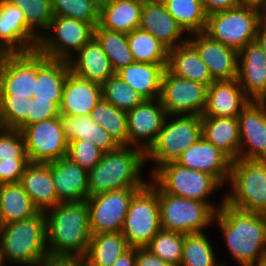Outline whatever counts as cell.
Wrapping results in <instances>:
<instances>
[{"label":"cell","mask_w":266,"mask_h":266,"mask_svg":"<svg viewBox=\"0 0 266 266\" xmlns=\"http://www.w3.org/2000/svg\"><path fill=\"white\" fill-rule=\"evenodd\" d=\"M214 220L241 266H254L266 254V214L232 208L223 199Z\"/></svg>","instance_id":"obj_1"},{"label":"cell","mask_w":266,"mask_h":266,"mask_svg":"<svg viewBox=\"0 0 266 266\" xmlns=\"http://www.w3.org/2000/svg\"><path fill=\"white\" fill-rule=\"evenodd\" d=\"M45 211L49 257L85 256L92 236L86 200L61 202Z\"/></svg>","instance_id":"obj_2"},{"label":"cell","mask_w":266,"mask_h":266,"mask_svg":"<svg viewBox=\"0 0 266 266\" xmlns=\"http://www.w3.org/2000/svg\"><path fill=\"white\" fill-rule=\"evenodd\" d=\"M145 160L143 149L129 145L103 153L99 163L88 172L89 197L112 190L144 187L148 182L139 172Z\"/></svg>","instance_id":"obj_3"},{"label":"cell","mask_w":266,"mask_h":266,"mask_svg":"<svg viewBox=\"0 0 266 266\" xmlns=\"http://www.w3.org/2000/svg\"><path fill=\"white\" fill-rule=\"evenodd\" d=\"M0 263L42 266L49 258L45 212L18 222L3 224L0 229Z\"/></svg>","instance_id":"obj_4"},{"label":"cell","mask_w":266,"mask_h":266,"mask_svg":"<svg viewBox=\"0 0 266 266\" xmlns=\"http://www.w3.org/2000/svg\"><path fill=\"white\" fill-rule=\"evenodd\" d=\"M232 191L224 197L228 206L266 214V161L232 160L229 175Z\"/></svg>","instance_id":"obj_5"},{"label":"cell","mask_w":266,"mask_h":266,"mask_svg":"<svg viewBox=\"0 0 266 266\" xmlns=\"http://www.w3.org/2000/svg\"><path fill=\"white\" fill-rule=\"evenodd\" d=\"M161 229L157 186L147 183L131 199L121 233L129 247L145 248Z\"/></svg>","instance_id":"obj_6"},{"label":"cell","mask_w":266,"mask_h":266,"mask_svg":"<svg viewBox=\"0 0 266 266\" xmlns=\"http://www.w3.org/2000/svg\"><path fill=\"white\" fill-rule=\"evenodd\" d=\"M161 228L182 234L202 233L214 221L216 212L211 203L175 197L157 187Z\"/></svg>","instance_id":"obj_7"},{"label":"cell","mask_w":266,"mask_h":266,"mask_svg":"<svg viewBox=\"0 0 266 266\" xmlns=\"http://www.w3.org/2000/svg\"><path fill=\"white\" fill-rule=\"evenodd\" d=\"M261 13L238 6L208 14L205 33L223 45L240 51L255 42Z\"/></svg>","instance_id":"obj_8"},{"label":"cell","mask_w":266,"mask_h":266,"mask_svg":"<svg viewBox=\"0 0 266 266\" xmlns=\"http://www.w3.org/2000/svg\"><path fill=\"white\" fill-rule=\"evenodd\" d=\"M153 183L164 193L175 197L205 200L221 184L210 174L195 171L176 162L153 169Z\"/></svg>","instance_id":"obj_9"},{"label":"cell","mask_w":266,"mask_h":266,"mask_svg":"<svg viewBox=\"0 0 266 266\" xmlns=\"http://www.w3.org/2000/svg\"><path fill=\"white\" fill-rule=\"evenodd\" d=\"M200 137L201 116L183 115L170 122L165 119L156 141L145 152L146 159L152 158L156 161L157 168L169 162H176Z\"/></svg>","instance_id":"obj_10"},{"label":"cell","mask_w":266,"mask_h":266,"mask_svg":"<svg viewBox=\"0 0 266 266\" xmlns=\"http://www.w3.org/2000/svg\"><path fill=\"white\" fill-rule=\"evenodd\" d=\"M21 133L30 163L48 164L67 157L68 141L61 116L25 126Z\"/></svg>","instance_id":"obj_11"},{"label":"cell","mask_w":266,"mask_h":266,"mask_svg":"<svg viewBox=\"0 0 266 266\" xmlns=\"http://www.w3.org/2000/svg\"><path fill=\"white\" fill-rule=\"evenodd\" d=\"M94 28L81 20L54 16L48 31H54L55 37L41 36L37 49L48 58L69 61V49L78 52L94 37Z\"/></svg>","instance_id":"obj_12"},{"label":"cell","mask_w":266,"mask_h":266,"mask_svg":"<svg viewBox=\"0 0 266 266\" xmlns=\"http://www.w3.org/2000/svg\"><path fill=\"white\" fill-rule=\"evenodd\" d=\"M37 80V50L0 58V98L30 99Z\"/></svg>","instance_id":"obj_13"},{"label":"cell","mask_w":266,"mask_h":266,"mask_svg":"<svg viewBox=\"0 0 266 266\" xmlns=\"http://www.w3.org/2000/svg\"><path fill=\"white\" fill-rule=\"evenodd\" d=\"M207 90L206 85L176 77L165 69L159 100L168 117L180 114L202 116L207 103Z\"/></svg>","instance_id":"obj_14"},{"label":"cell","mask_w":266,"mask_h":266,"mask_svg":"<svg viewBox=\"0 0 266 266\" xmlns=\"http://www.w3.org/2000/svg\"><path fill=\"white\" fill-rule=\"evenodd\" d=\"M139 189L112 190L88 197L86 202L92 235L121 232L130 201Z\"/></svg>","instance_id":"obj_15"},{"label":"cell","mask_w":266,"mask_h":266,"mask_svg":"<svg viewBox=\"0 0 266 266\" xmlns=\"http://www.w3.org/2000/svg\"><path fill=\"white\" fill-rule=\"evenodd\" d=\"M237 118L240 135L239 158L266 161V103L250 101ZM246 144L248 148L243 149Z\"/></svg>","instance_id":"obj_16"},{"label":"cell","mask_w":266,"mask_h":266,"mask_svg":"<svg viewBox=\"0 0 266 266\" xmlns=\"http://www.w3.org/2000/svg\"><path fill=\"white\" fill-rule=\"evenodd\" d=\"M144 100L127 112L128 145L143 149L145 152L156 141L164 121L168 116L159 99ZM158 104V105H157ZM140 140L144 143L139 145Z\"/></svg>","instance_id":"obj_17"},{"label":"cell","mask_w":266,"mask_h":266,"mask_svg":"<svg viewBox=\"0 0 266 266\" xmlns=\"http://www.w3.org/2000/svg\"><path fill=\"white\" fill-rule=\"evenodd\" d=\"M38 34L28 27L23 11L8 2L0 0V47L6 53L37 50Z\"/></svg>","instance_id":"obj_18"},{"label":"cell","mask_w":266,"mask_h":266,"mask_svg":"<svg viewBox=\"0 0 266 266\" xmlns=\"http://www.w3.org/2000/svg\"><path fill=\"white\" fill-rule=\"evenodd\" d=\"M187 39L205 62L214 81L234 80L238 76V51L212 39L205 32Z\"/></svg>","instance_id":"obj_19"},{"label":"cell","mask_w":266,"mask_h":266,"mask_svg":"<svg viewBox=\"0 0 266 266\" xmlns=\"http://www.w3.org/2000/svg\"><path fill=\"white\" fill-rule=\"evenodd\" d=\"M237 79L251 101L266 103V55L256 42L238 51Z\"/></svg>","instance_id":"obj_20"},{"label":"cell","mask_w":266,"mask_h":266,"mask_svg":"<svg viewBox=\"0 0 266 266\" xmlns=\"http://www.w3.org/2000/svg\"><path fill=\"white\" fill-rule=\"evenodd\" d=\"M176 163L208 173L221 184L229 179L232 160L201 136L180 155Z\"/></svg>","instance_id":"obj_21"},{"label":"cell","mask_w":266,"mask_h":266,"mask_svg":"<svg viewBox=\"0 0 266 266\" xmlns=\"http://www.w3.org/2000/svg\"><path fill=\"white\" fill-rule=\"evenodd\" d=\"M139 28L148 31L168 49L188 41L180 38L184 30L169 14L161 0H144Z\"/></svg>","instance_id":"obj_22"},{"label":"cell","mask_w":266,"mask_h":266,"mask_svg":"<svg viewBox=\"0 0 266 266\" xmlns=\"http://www.w3.org/2000/svg\"><path fill=\"white\" fill-rule=\"evenodd\" d=\"M69 72L68 61L48 58L37 49V80L33 100L51 101L59 108Z\"/></svg>","instance_id":"obj_23"},{"label":"cell","mask_w":266,"mask_h":266,"mask_svg":"<svg viewBox=\"0 0 266 266\" xmlns=\"http://www.w3.org/2000/svg\"><path fill=\"white\" fill-rule=\"evenodd\" d=\"M102 98V85L69 72L62 92L60 115H90Z\"/></svg>","instance_id":"obj_24"},{"label":"cell","mask_w":266,"mask_h":266,"mask_svg":"<svg viewBox=\"0 0 266 266\" xmlns=\"http://www.w3.org/2000/svg\"><path fill=\"white\" fill-rule=\"evenodd\" d=\"M251 100L238 79L214 81L207 90V103L202 116L238 117Z\"/></svg>","instance_id":"obj_25"},{"label":"cell","mask_w":266,"mask_h":266,"mask_svg":"<svg viewBox=\"0 0 266 266\" xmlns=\"http://www.w3.org/2000/svg\"><path fill=\"white\" fill-rule=\"evenodd\" d=\"M51 175L60 202H80L88 199V172L68 157L51 163Z\"/></svg>","instance_id":"obj_26"},{"label":"cell","mask_w":266,"mask_h":266,"mask_svg":"<svg viewBox=\"0 0 266 266\" xmlns=\"http://www.w3.org/2000/svg\"><path fill=\"white\" fill-rule=\"evenodd\" d=\"M39 211L56 207L59 203L51 175V163H29L19 182Z\"/></svg>","instance_id":"obj_27"},{"label":"cell","mask_w":266,"mask_h":266,"mask_svg":"<svg viewBox=\"0 0 266 266\" xmlns=\"http://www.w3.org/2000/svg\"><path fill=\"white\" fill-rule=\"evenodd\" d=\"M77 53L76 61L73 58L68 61L70 72L76 76L103 85L116 74L108 56L94 37Z\"/></svg>","instance_id":"obj_28"},{"label":"cell","mask_w":266,"mask_h":266,"mask_svg":"<svg viewBox=\"0 0 266 266\" xmlns=\"http://www.w3.org/2000/svg\"><path fill=\"white\" fill-rule=\"evenodd\" d=\"M166 69L176 77L192 80L207 87L214 82L205 62L188 41L169 49Z\"/></svg>","instance_id":"obj_29"},{"label":"cell","mask_w":266,"mask_h":266,"mask_svg":"<svg viewBox=\"0 0 266 266\" xmlns=\"http://www.w3.org/2000/svg\"><path fill=\"white\" fill-rule=\"evenodd\" d=\"M201 136L231 160L239 158L240 135L237 117L201 116Z\"/></svg>","instance_id":"obj_30"},{"label":"cell","mask_w":266,"mask_h":266,"mask_svg":"<svg viewBox=\"0 0 266 266\" xmlns=\"http://www.w3.org/2000/svg\"><path fill=\"white\" fill-rule=\"evenodd\" d=\"M166 66L167 63L134 62L116 74L144 100H156V97H160L161 81Z\"/></svg>","instance_id":"obj_31"},{"label":"cell","mask_w":266,"mask_h":266,"mask_svg":"<svg viewBox=\"0 0 266 266\" xmlns=\"http://www.w3.org/2000/svg\"><path fill=\"white\" fill-rule=\"evenodd\" d=\"M65 138L72 140H86L101 149L104 153L118 149L121 145L116 139L94 123L90 115H60Z\"/></svg>","instance_id":"obj_32"},{"label":"cell","mask_w":266,"mask_h":266,"mask_svg":"<svg viewBox=\"0 0 266 266\" xmlns=\"http://www.w3.org/2000/svg\"><path fill=\"white\" fill-rule=\"evenodd\" d=\"M144 0H110L100 8L102 28L129 34L139 28Z\"/></svg>","instance_id":"obj_33"},{"label":"cell","mask_w":266,"mask_h":266,"mask_svg":"<svg viewBox=\"0 0 266 266\" xmlns=\"http://www.w3.org/2000/svg\"><path fill=\"white\" fill-rule=\"evenodd\" d=\"M39 212L20 183L0 185V217L3 224L28 219Z\"/></svg>","instance_id":"obj_34"},{"label":"cell","mask_w":266,"mask_h":266,"mask_svg":"<svg viewBox=\"0 0 266 266\" xmlns=\"http://www.w3.org/2000/svg\"><path fill=\"white\" fill-rule=\"evenodd\" d=\"M129 248L121 232L94 234L91 236L85 258L90 266H112Z\"/></svg>","instance_id":"obj_35"},{"label":"cell","mask_w":266,"mask_h":266,"mask_svg":"<svg viewBox=\"0 0 266 266\" xmlns=\"http://www.w3.org/2000/svg\"><path fill=\"white\" fill-rule=\"evenodd\" d=\"M184 32H205L208 14L202 0H161Z\"/></svg>","instance_id":"obj_36"},{"label":"cell","mask_w":266,"mask_h":266,"mask_svg":"<svg viewBox=\"0 0 266 266\" xmlns=\"http://www.w3.org/2000/svg\"><path fill=\"white\" fill-rule=\"evenodd\" d=\"M94 38L108 56L115 73L135 62L129 48L127 34L102 28L98 24L94 28Z\"/></svg>","instance_id":"obj_37"},{"label":"cell","mask_w":266,"mask_h":266,"mask_svg":"<svg viewBox=\"0 0 266 266\" xmlns=\"http://www.w3.org/2000/svg\"><path fill=\"white\" fill-rule=\"evenodd\" d=\"M135 62L167 63L169 49L148 31L137 28L127 34Z\"/></svg>","instance_id":"obj_38"},{"label":"cell","mask_w":266,"mask_h":266,"mask_svg":"<svg viewBox=\"0 0 266 266\" xmlns=\"http://www.w3.org/2000/svg\"><path fill=\"white\" fill-rule=\"evenodd\" d=\"M92 121L110 133L120 145H128L127 112L103 98L91 111Z\"/></svg>","instance_id":"obj_39"},{"label":"cell","mask_w":266,"mask_h":266,"mask_svg":"<svg viewBox=\"0 0 266 266\" xmlns=\"http://www.w3.org/2000/svg\"><path fill=\"white\" fill-rule=\"evenodd\" d=\"M180 266H225L216 263L215 254L205 233L184 234Z\"/></svg>","instance_id":"obj_40"},{"label":"cell","mask_w":266,"mask_h":266,"mask_svg":"<svg viewBox=\"0 0 266 266\" xmlns=\"http://www.w3.org/2000/svg\"><path fill=\"white\" fill-rule=\"evenodd\" d=\"M183 243L184 234L161 229L145 248L172 266H180Z\"/></svg>","instance_id":"obj_41"},{"label":"cell","mask_w":266,"mask_h":266,"mask_svg":"<svg viewBox=\"0 0 266 266\" xmlns=\"http://www.w3.org/2000/svg\"><path fill=\"white\" fill-rule=\"evenodd\" d=\"M103 99L119 110L128 112L144 101V98L134 91L117 74L110 77L102 85Z\"/></svg>","instance_id":"obj_42"},{"label":"cell","mask_w":266,"mask_h":266,"mask_svg":"<svg viewBox=\"0 0 266 266\" xmlns=\"http://www.w3.org/2000/svg\"><path fill=\"white\" fill-rule=\"evenodd\" d=\"M53 16L84 21L96 27L100 8L91 0H51Z\"/></svg>","instance_id":"obj_43"},{"label":"cell","mask_w":266,"mask_h":266,"mask_svg":"<svg viewBox=\"0 0 266 266\" xmlns=\"http://www.w3.org/2000/svg\"><path fill=\"white\" fill-rule=\"evenodd\" d=\"M14 6L19 7L27 22V27L40 38L44 34L36 33L35 29L40 28L48 30L51 20L54 17L52 13L51 0H7Z\"/></svg>","instance_id":"obj_44"},{"label":"cell","mask_w":266,"mask_h":266,"mask_svg":"<svg viewBox=\"0 0 266 266\" xmlns=\"http://www.w3.org/2000/svg\"><path fill=\"white\" fill-rule=\"evenodd\" d=\"M29 99L0 98V124L3 128L22 130L27 126Z\"/></svg>","instance_id":"obj_45"},{"label":"cell","mask_w":266,"mask_h":266,"mask_svg":"<svg viewBox=\"0 0 266 266\" xmlns=\"http://www.w3.org/2000/svg\"><path fill=\"white\" fill-rule=\"evenodd\" d=\"M1 129L0 161H29L21 131L3 127Z\"/></svg>","instance_id":"obj_46"},{"label":"cell","mask_w":266,"mask_h":266,"mask_svg":"<svg viewBox=\"0 0 266 266\" xmlns=\"http://www.w3.org/2000/svg\"><path fill=\"white\" fill-rule=\"evenodd\" d=\"M103 153L101 149L86 140L68 142L67 157L87 172L99 163Z\"/></svg>","instance_id":"obj_47"},{"label":"cell","mask_w":266,"mask_h":266,"mask_svg":"<svg viewBox=\"0 0 266 266\" xmlns=\"http://www.w3.org/2000/svg\"><path fill=\"white\" fill-rule=\"evenodd\" d=\"M60 116L59 108L51 101H34L29 99V116L27 126Z\"/></svg>","instance_id":"obj_48"},{"label":"cell","mask_w":266,"mask_h":266,"mask_svg":"<svg viewBox=\"0 0 266 266\" xmlns=\"http://www.w3.org/2000/svg\"><path fill=\"white\" fill-rule=\"evenodd\" d=\"M29 161H0V185L19 183Z\"/></svg>","instance_id":"obj_49"},{"label":"cell","mask_w":266,"mask_h":266,"mask_svg":"<svg viewBox=\"0 0 266 266\" xmlns=\"http://www.w3.org/2000/svg\"><path fill=\"white\" fill-rule=\"evenodd\" d=\"M42 266H90L85 256L49 257Z\"/></svg>","instance_id":"obj_50"},{"label":"cell","mask_w":266,"mask_h":266,"mask_svg":"<svg viewBox=\"0 0 266 266\" xmlns=\"http://www.w3.org/2000/svg\"><path fill=\"white\" fill-rule=\"evenodd\" d=\"M135 266H172L161 258L153 255L146 248H136Z\"/></svg>","instance_id":"obj_51"},{"label":"cell","mask_w":266,"mask_h":266,"mask_svg":"<svg viewBox=\"0 0 266 266\" xmlns=\"http://www.w3.org/2000/svg\"><path fill=\"white\" fill-rule=\"evenodd\" d=\"M202 2L207 14L240 6L239 0H202Z\"/></svg>","instance_id":"obj_52"},{"label":"cell","mask_w":266,"mask_h":266,"mask_svg":"<svg viewBox=\"0 0 266 266\" xmlns=\"http://www.w3.org/2000/svg\"><path fill=\"white\" fill-rule=\"evenodd\" d=\"M136 262V248L130 247L125 251L112 266H135Z\"/></svg>","instance_id":"obj_53"},{"label":"cell","mask_w":266,"mask_h":266,"mask_svg":"<svg viewBox=\"0 0 266 266\" xmlns=\"http://www.w3.org/2000/svg\"><path fill=\"white\" fill-rule=\"evenodd\" d=\"M242 7L262 12L266 8V0H239Z\"/></svg>","instance_id":"obj_54"},{"label":"cell","mask_w":266,"mask_h":266,"mask_svg":"<svg viewBox=\"0 0 266 266\" xmlns=\"http://www.w3.org/2000/svg\"><path fill=\"white\" fill-rule=\"evenodd\" d=\"M255 42L259 45V47L266 55V25L263 23H261L258 27Z\"/></svg>","instance_id":"obj_55"},{"label":"cell","mask_w":266,"mask_h":266,"mask_svg":"<svg viewBox=\"0 0 266 266\" xmlns=\"http://www.w3.org/2000/svg\"><path fill=\"white\" fill-rule=\"evenodd\" d=\"M94 4H96L99 8L106 5L110 0H91Z\"/></svg>","instance_id":"obj_56"},{"label":"cell","mask_w":266,"mask_h":266,"mask_svg":"<svg viewBox=\"0 0 266 266\" xmlns=\"http://www.w3.org/2000/svg\"><path fill=\"white\" fill-rule=\"evenodd\" d=\"M254 266H266V254Z\"/></svg>","instance_id":"obj_57"},{"label":"cell","mask_w":266,"mask_h":266,"mask_svg":"<svg viewBox=\"0 0 266 266\" xmlns=\"http://www.w3.org/2000/svg\"><path fill=\"white\" fill-rule=\"evenodd\" d=\"M261 23L266 25V8L261 12Z\"/></svg>","instance_id":"obj_58"},{"label":"cell","mask_w":266,"mask_h":266,"mask_svg":"<svg viewBox=\"0 0 266 266\" xmlns=\"http://www.w3.org/2000/svg\"><path fill=\"white\" fill-rule=\"evenodd\" d=\"M4 54H6V52L0 47V58H1Z\"/></svg>","instance_id":"obj_59"},{"label":"cell","mask_w":266,"mask_h":266,"mask_svg":"<svg viewBox=\"0 0 266 266\" xmlns=\"http://www.w3.org/2000/svg\"><path fill=\"white\" fill-rule=\"evenodd\" d=\"M2 225H3V223H2V220H1V217H0V229H1Z\"/></svg>","instance_id":"obj_60"}]
</instances>
